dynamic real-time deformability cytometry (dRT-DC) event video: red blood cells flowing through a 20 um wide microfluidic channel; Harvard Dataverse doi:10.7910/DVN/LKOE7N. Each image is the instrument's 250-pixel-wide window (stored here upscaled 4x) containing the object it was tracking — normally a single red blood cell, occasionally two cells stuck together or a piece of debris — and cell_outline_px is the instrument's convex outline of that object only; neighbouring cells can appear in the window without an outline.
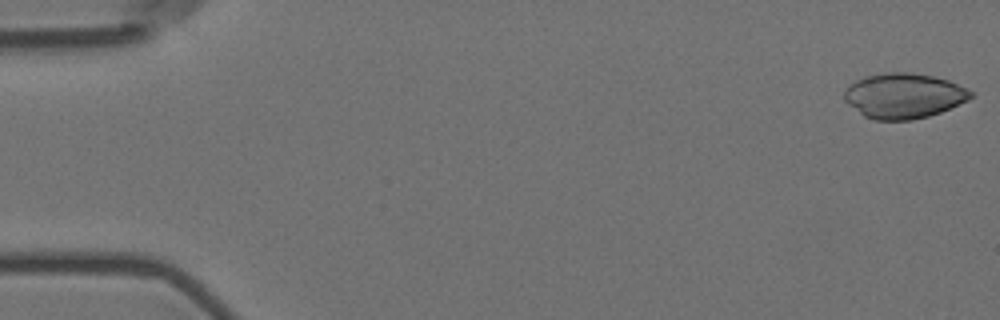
{"species": "Egyptian fruit bat (a non-hibernating species)", "species_latin": "Rousettus aegyptiacus", "temperature_condition": "room temperature", "stored_images_in_passage": 25, "camera_frame_rate_fps": 3000, "um_per_image_px": 0.085, "animal": {"sex": "female"}, "frame": {"image": 1, "passage_image": 1, "time_ms": 0.0, "image_size_px": [1000, 320], "cell_outline_px": [[972, 96], [968, 100], [940, 112], [928, 116], [912, 120], [872, 120], [864, 116], [848, 104], [844, 100], [844, 92], [848, 84], [864, 76], [888, 72], [908, 72], [932, 76], [948, 80], [972, 92]], "centroid_in_image_um": [76.77, 8.14], "position_along_channel_um": 8.2, "area_um2": 33.18}}